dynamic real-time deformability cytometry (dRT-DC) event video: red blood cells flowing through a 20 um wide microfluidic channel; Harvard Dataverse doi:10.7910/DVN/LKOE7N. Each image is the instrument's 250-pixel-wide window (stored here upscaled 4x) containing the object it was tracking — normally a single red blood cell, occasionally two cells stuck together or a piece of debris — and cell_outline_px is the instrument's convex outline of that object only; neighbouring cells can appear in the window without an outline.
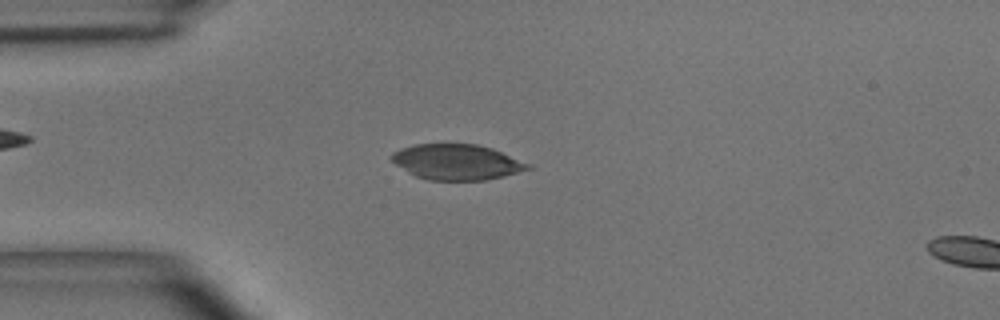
{"species": "common noctule bat (a hibernating species)", "species_latin": "Nyctalus noctula", "temperature_condition": "room temperature", "stored_images_in_passage": 48, "camera_frame_rate_fps": 3000, "um_per_image_px": 0.085, "animal": {"sex": "male", "body_mass_g": 15.6}, "frame": {"image": 1, "passage_image": 12, "time_ms": 3.667, "image_size_px": [1000, 320], "cell_outline_px": [[536, 168], [504, 176], [484, 180], [428, 180], [416, 176], [408, 172], [396, 164], [388, 156], [392, 152], [400, 148], [416, 144], [476, 144], [492, 148], [532, 164]], "centroid_in_image_um": [38.86, 13.77], "position_along_channel_um": 46.1, "area_um2": 28.44}}
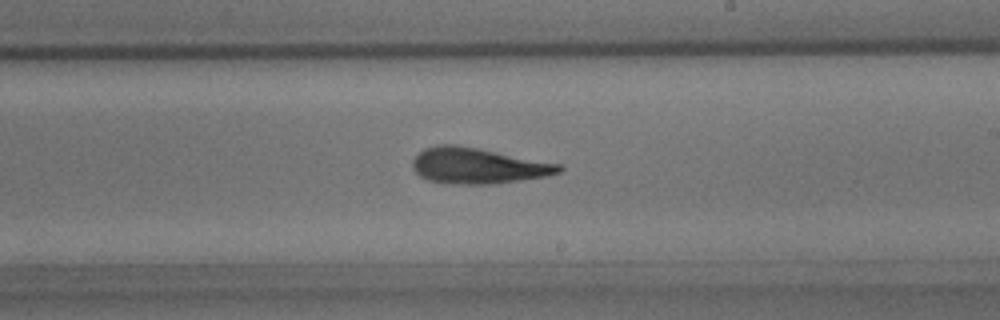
{"frame": {"image": 2, "passage_image": 28, "time_ms": 9.0, "image_size_px": [1000, 320], "cell_outline_px": [[564, 168], [560, 172], [544, 176], [496, 184], [464, 184], [428, 180], [420, 176], [412, 168], [412, 160], [424, 148], [436, 144], [456, 144], [564, 164]], "centroid_in_image_um": [40.64, 14.07], "position_along_channel_um": 248.4, "area_um2": 30.58}}
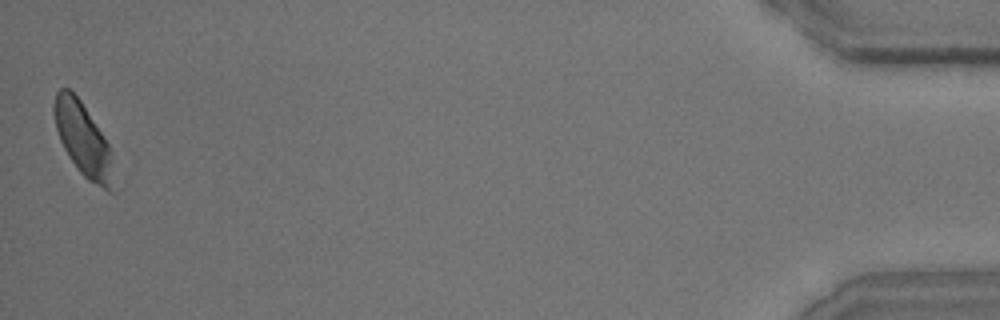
{"frame": {"image": 3, "passage_image": 48, "time_ms": 15.667, "image_size_px": [1000, 320], "cell_outline_px": [[116, 192], [108, 192], [88, 180], [80, 172], [68, 156], [60, 140], [56, 128], [52, 112], [52, 104], [56, 92], [60, 88], [68, 88], [80, 100], [104, 136], [112, 152]], "centroid_in_image_um": [7.09, 11.91], "position_along_channel_um": 428.1, "area_um2": 25.84}, "authors_computed_cell_mechanics": {"area_um2": 28.9, "velocity_mm_per_s": 4.0578, "shape_relaxation_time_tau1_ms": 1.7012, "shape_relaxation_time_tau2_ms": 3.5674, "deformation_change_tau1": 0.0286, "deformation_change_tau2": 0.123}}